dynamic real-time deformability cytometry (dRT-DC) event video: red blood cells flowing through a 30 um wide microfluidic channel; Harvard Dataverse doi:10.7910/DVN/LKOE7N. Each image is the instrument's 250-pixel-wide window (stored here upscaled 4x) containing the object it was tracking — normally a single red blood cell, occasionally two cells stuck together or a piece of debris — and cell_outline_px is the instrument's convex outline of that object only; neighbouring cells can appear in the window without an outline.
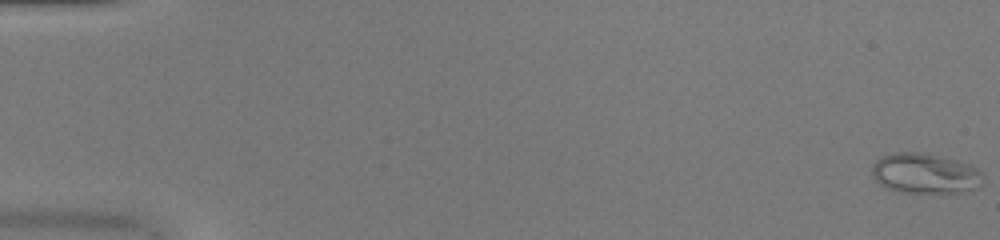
{"species": "common noctule bat (a hibernating species)", "species_latin": "Nyctalus noctula", "temperature_condition": "warm", "stored_images_in_passage": 52, "camera_frame_rate_fps": 3000, "um_per_image_px": 0.085, "animal": {"sex": "female", "body_mass_g": 20.0, "forearm_length_mm": 54.0}, "frame": {"image": 1, "passage_image": 1, "time_ms": 0.0, "image_size_px": [1000, 240], "cell_outline_px": [[984, 184], [976, 188], [960, 192], [900, 192], [884, 188], [872, 176], [872, 164], [880, 156], [896, 152], [916, 152], [956, 160], [976, 168], [980, 172], [984, 180]], "centroid_in_image_um": [78.59, 14.75], "position_along_channel_um": 6.4, "area_um2": 25.89}}
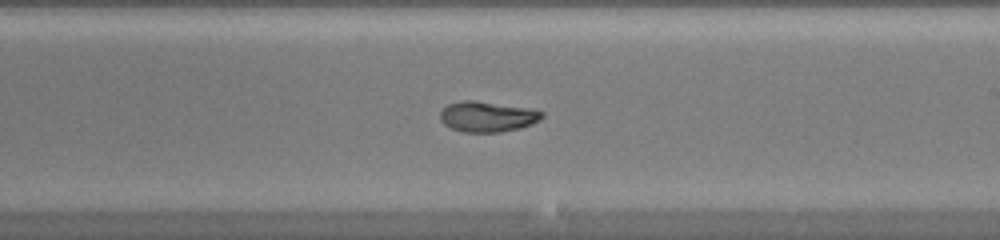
{"frame": {"image": 2, "passage_image": 32, "time_ms": 10.333, "image_size_px": [1000, 240], "cell_outline_px": [[544, 116], [540, 120], [532, 124], [520, 128], [500, 132], [464, 132], [452, 128], [444, 124], [440, 120], [440, 112], [448, 104], [464, 100], [472, 100], [532, 108], [544, 112]], "centroid_in_image_um": [41.46, 9.91], "position_along_channel_um": 247.5, "area_um2": 18.15}}
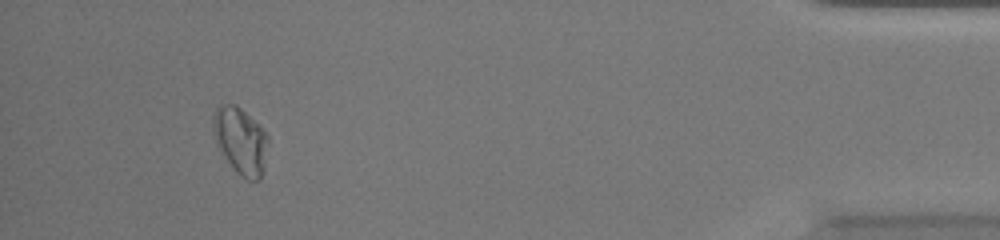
{"frame": {"image": 3, "passage_image": 49, "time_ms": 16.0, "image_size_px": [1000, 240], "cell_outline_px": [[268, 140], [264, 168], [260, 180], [248, 180], [240, 176], [232, 168], [216, 144], [212, 128], [212, 116], [216, 108], [220, 104], [236, 104], [268, 136]], "centroid_in_image_um": [20.41, 11.98], "position_along_channel_um": 414.8, "area_um2": 21.21}, "authors_computed_cell_mechanics": {"area_um2": 19.941, "velocity_mm_per_s": 4.0328, "shape_relaxation_time_tau1_ms": 5.4214, "shape_relaxation_time_tau2_ms": 10.2564, "deformation_change_tau1": 0.1713, "deformation_change_tau2": 0.1154}}